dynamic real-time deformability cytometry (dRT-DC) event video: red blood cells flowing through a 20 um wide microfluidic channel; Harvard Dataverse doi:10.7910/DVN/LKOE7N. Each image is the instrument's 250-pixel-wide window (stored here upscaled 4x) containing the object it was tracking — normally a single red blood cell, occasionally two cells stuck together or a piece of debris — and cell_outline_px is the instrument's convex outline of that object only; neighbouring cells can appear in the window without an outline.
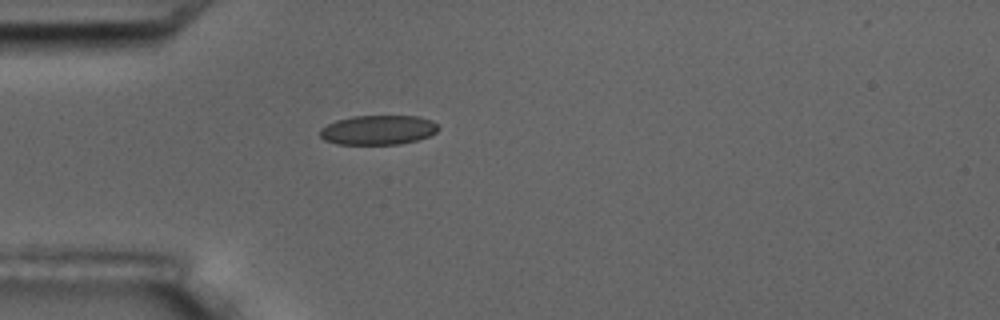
{"species": "common noctule bat (a hibernating species)", "species_latin": "Nyctalus noctula", "temperature_condition": "room temperature", "stored_images_in_passage": 1, "camera_frame_rate_fps": 3000, "um_per_image_px": 0.085, "animal": {"sex": "male", "body_mass_g": 17.5, "forearm_length_mm": 52.3}, "frame": {"image": 1, "passage_image": 1, "time_ms": 0.0, "image_size_px": [1000, 320], "cell_outline_px": [[440, 128], [436, 132], [428, 136], [416, 140], [400, 144], [336, 144], [324, 140], [320, 136], [320, 128], [336, 120], [352, 116], [420, 116], [432, 120]], "centroid_in_image_um": [32.13, 11.04], "position_along_channel_um": 52.9, "area_um2": 20.4}}